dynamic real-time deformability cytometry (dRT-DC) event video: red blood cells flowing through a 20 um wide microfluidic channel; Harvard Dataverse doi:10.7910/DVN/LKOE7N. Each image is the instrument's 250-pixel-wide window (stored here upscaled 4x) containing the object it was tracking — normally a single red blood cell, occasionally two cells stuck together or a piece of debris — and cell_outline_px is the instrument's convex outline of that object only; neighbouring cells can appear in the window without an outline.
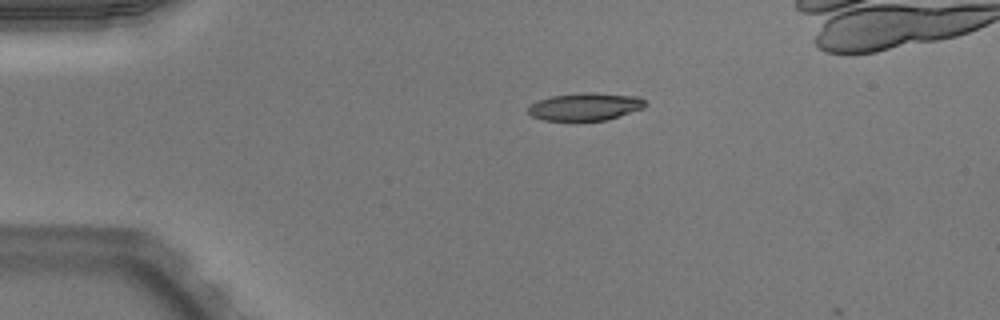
{"species": "Egyptian fruit bat (a non-hibernating species)", "species_latin": "Rousettus aegyptiacus", "temperature_condition": "warm", "stored_images_in_passage": 3, "camera_frame_rate_fps": 3000, "um_per_image_px": 0.085, "animal": {"sex": "male"}, "frame": {"image": 1, "passage_image": 1, "time_ms": 0.0, "image_size_px": [1000, 320], "cell_outline_px": [[648, 104], [644, 108], [608, 120], [544, 120], [532, 116], [528, 112], [528, 108], [536, 100], [552, 96], [580, 92], [596, 92], [640, 96]], "centroid_in_image_um": [49.79, 9.05], "position_along_channel_um": 35.2, "area_um2": 19.07}}